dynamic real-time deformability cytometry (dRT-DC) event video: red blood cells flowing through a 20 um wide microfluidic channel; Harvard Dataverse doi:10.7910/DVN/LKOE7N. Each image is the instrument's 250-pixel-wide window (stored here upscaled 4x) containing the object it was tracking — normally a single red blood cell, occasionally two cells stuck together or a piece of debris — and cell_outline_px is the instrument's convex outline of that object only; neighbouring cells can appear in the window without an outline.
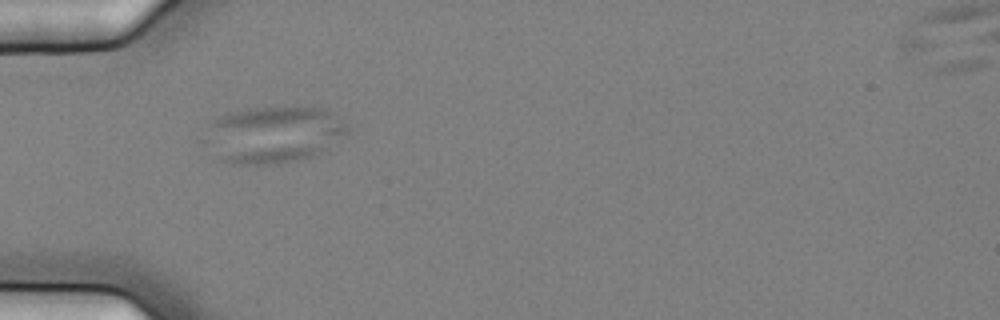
{"species": "common noctule bat (a hibernating species)", "species_latin": "Nyctalus noctula", "temperature_condition": "cold", "stored_images_in_passage": 39, "camera_frame_rate_fps": 3000, "um_per_image_px": 0.085, "animal": {"sex": "female", "body_mass_g": 25.1}, "frame": {"image": 1, "passage_image": 10, "time_ms": 3.0, "image_size_px": [1000, 320], "cell_outline_px": [[348, 132], [320, 152], [312, 156], [296, 160], [276, 164], [232, 164], [220, 160], [212, 124], [212, 120], [228, 112], [256, 108], [324, 108], [332, 112], [348, 128]], "centroid_in_image_um": [23.39, 11.43], "position_along_channel_um": 61.6, "area_um2": 44.74}}
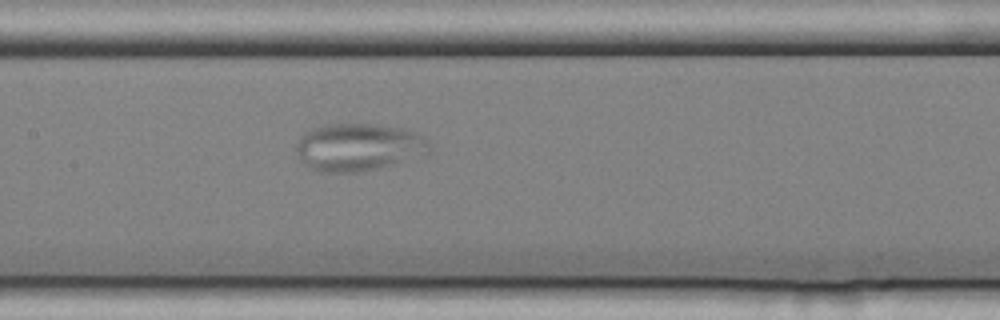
{"frame": {"image": 2, "passage_image": 20, "time_ms": 6.333, "image_size_px": [1000, 320], "cell_outline_px": [[432, 148], [428, 156], [380, 168], [360, 172], [320, 172], [304, 164], [296, 152], [296, 140], [304, 132], [312, 128], [324, 124], [372, 124], [400, 128], [416, 132], [424, 136], [432, 144]], "centroid_in_image_um": [30.53, 12.51], "position_along_channel_um": 176.9, "area_um2": 37.74}}
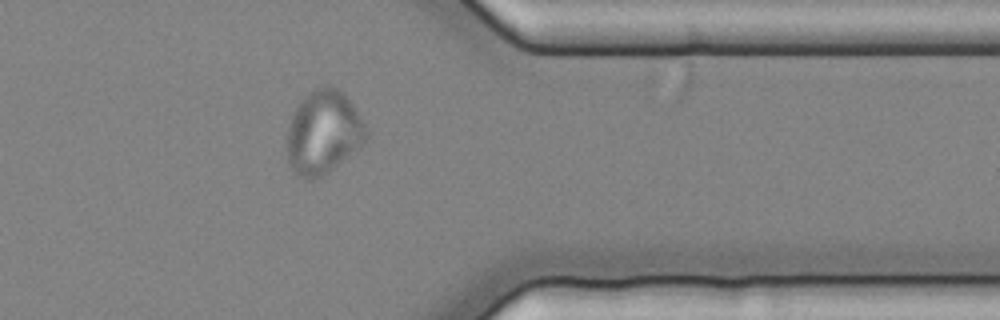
{"frame": {"image": 3, "passage_image": 38, "time_ms": 12.333, "image_size_px": [1000, 320], "cell_outline_px": [[368, 136], [356, 148], [328, 172], [312, 180], [304, 180], [296, 176], [292, 172], [288, 164], [288, 124], [292, 112], [300, 100], [312, 88], [324, 84], [328, 84], [344, 92], [368, 128]], "centroid_in_image_um": [27.44, 11.22], "position_along_channel_um": 384.0, "area_um2": 38.78}}